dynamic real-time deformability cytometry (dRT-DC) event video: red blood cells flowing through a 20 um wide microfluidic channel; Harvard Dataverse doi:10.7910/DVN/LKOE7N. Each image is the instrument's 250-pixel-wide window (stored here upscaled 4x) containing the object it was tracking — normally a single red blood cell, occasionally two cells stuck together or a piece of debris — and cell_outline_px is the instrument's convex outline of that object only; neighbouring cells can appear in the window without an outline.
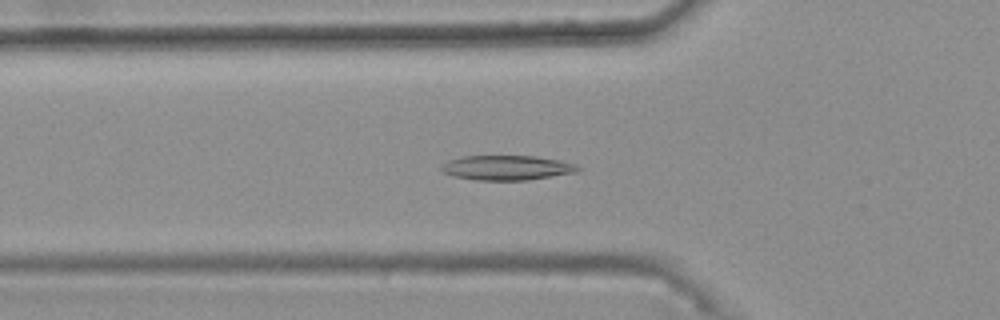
{"species": "common noctule bat (a hibernating species)", "species_latin": "Nyctalus noctula", "temperature_condition": "warm", "stored_images_in_passage": 45, "camera_frame_rate_fps": 3000, "um_per_image_px": 0.085, "animal": {"sex": "female", "body_mass_g": 25.1}, "frame": {"image": 1, "passage_image": 17, "time_ms": 5.333, "image_size_px": [1000, 320], "cell_outline_px": [[580, 168], [576, 172], [528, 180], [476, 180], [452, 176], [444, 172], [440, 168], [440, 164], [448, 160], [464, 156], [536, 156], [560, 160], [576, 164]], "centroid_in_image_um": [43.05, 14.25], "position_along_channel_um": 82.7, "area_um2": 19.71}}
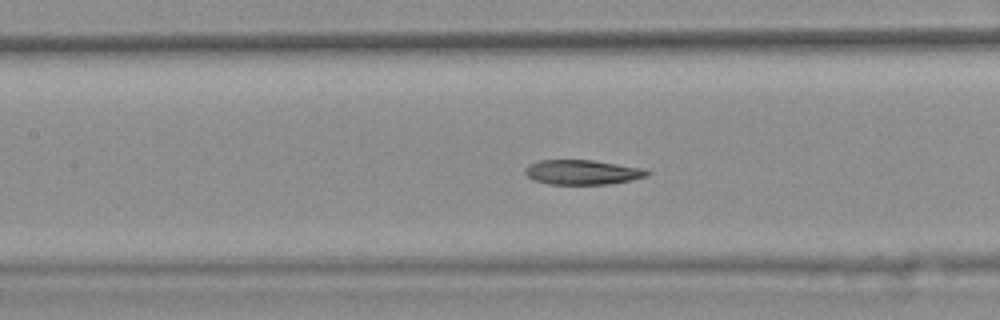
{"frame": {"image": 2, "passage_image": 23, "time_ms": 7.333, "image_size_px": [1000, 320], "cell_outline_px": [[652, 172], [648, 176], [608, 184], [548, 184], [532, 180], [524, 172], [524, 168], [528, 164], [540, 160], [592, 160], [644, 168]], "centroid_in_image_um": [49.48, 14.63], "position_along_channel_um": 157.9, "area_um2": 17.63}}
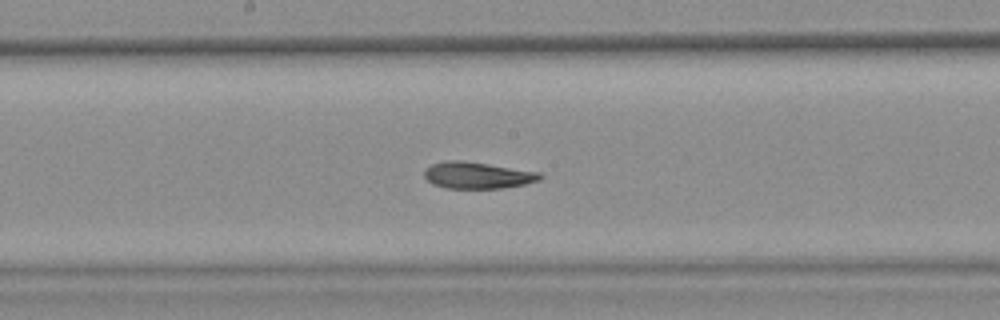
{"frame": {"image": 3, "passage_image": 27, "time_ms": 8.667, "image_size_px": [1000, 320], "cell_outline_px": [[544, 176], [540, 180], [524, 184], [504, 188], [448, 188], [432, 184], [424, 176], [424, 168], [432, 164], [448, 160], [460, 160], [488, 164], [540, 172]], "centroid_in_image_um": [40.58, 14.9], "position_along_channel_um": 207.6, "area_um2": 17.92}, "authors_computed_cell_mechanics": {"area_um2": 18.5538, "velocity_mm_per_s": 3.7517, "shape_relaxation_time_tau1_ms": null, "shape_relaxation_time_tau2_ms": 3.5106, "deformation_change_tau1": null, "deformation_change_tau2": 0.0941}}